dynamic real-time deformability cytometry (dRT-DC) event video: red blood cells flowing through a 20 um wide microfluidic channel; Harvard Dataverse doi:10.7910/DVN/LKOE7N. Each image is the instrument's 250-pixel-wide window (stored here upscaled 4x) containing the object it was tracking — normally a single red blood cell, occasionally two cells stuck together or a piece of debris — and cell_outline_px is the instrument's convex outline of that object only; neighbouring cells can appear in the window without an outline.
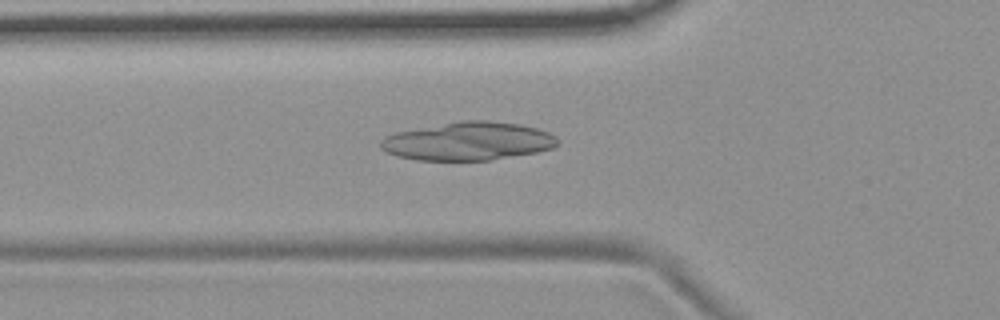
{"species": "common noctule bat (a hibernating species)", "species_latin": "Nyctalus noctula", "temperature_condition": "room temperature", "stored_images_in_passage": 54, "camera_frame_rate_fps": 3000, "um_per_image_px": 0.085, "animal": {"sex": "female", "body_mass_g": 19.9}, "frame": {"image": 1, "passage_image": 19, "time_ms": 6.0, "image_size_px": [1000, 320], "cell_outline_px": [[560, 140], [552, 148], [536, 152], [492, 160], [416, 160], [396, 156], [380, 148], [380, 140], [384, 136], [396, 132], [460, 120], [488, 120], [520, 124], [536, 128], [548, 132], [556, 136]], "centroid_in_image_um": [39.78, 12.0], "position_along_channel_um": 86.0, "area_um2": 39.59}}
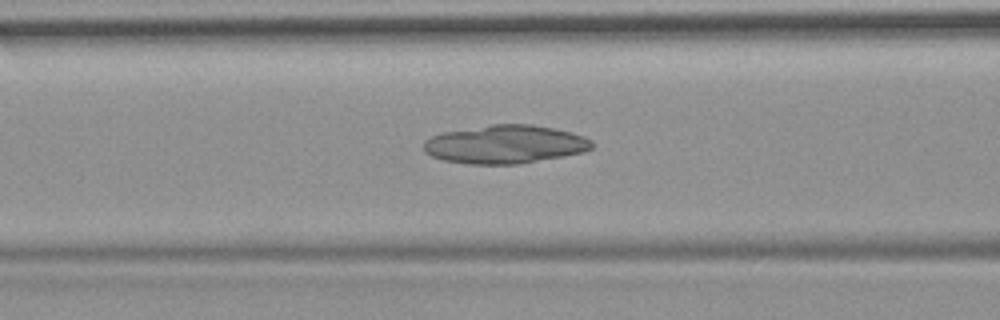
{"frame": {"image": 2, "passage_image": 22, "time_ms": 7.0, "image_size_px": [1000, 320], "cell_outline_px": [[592, 148], [584, 152], [516, 164], [468, 164], [444, 160], [432, 156], [424, 152], [424, 140], [432, 136], [444, 132], [492, 124], [532, 124], [572, 132], [584, 136], [592, 140]], "centroid_in_image_um": [42.93, 12.26], "position_along_channel_um": 123.7, "area_um2": 37.45}}
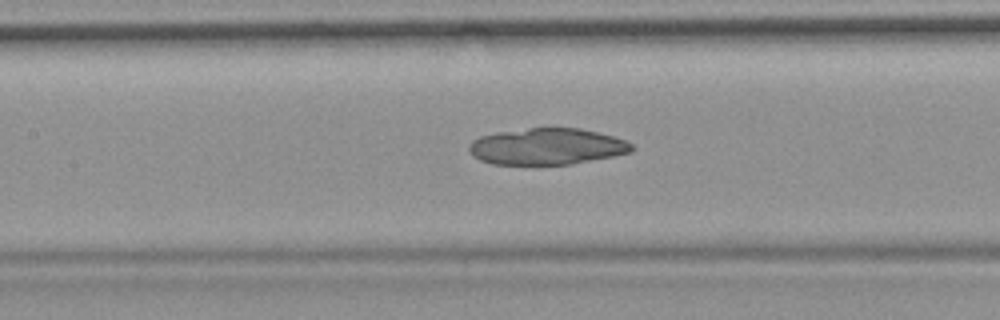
{"frame": {"image": 3, "passage_image": 25, "time_ms": 8.0, "image_size_px": [1000, 320], "cell_outline_px": [[632, 152], [572, 164], [492, 164], [480, 160], [472, 156], [468, 148], [468, 144], [472, 140], [480, 136], [496, 132], [528, 128], [580, 128], [612, 136], [624, 140], [632, 144]], "centroid_in_image_um": [46.44, 12.45], "position_along_channel_um": 161.0, "area_um2": 34.45}}